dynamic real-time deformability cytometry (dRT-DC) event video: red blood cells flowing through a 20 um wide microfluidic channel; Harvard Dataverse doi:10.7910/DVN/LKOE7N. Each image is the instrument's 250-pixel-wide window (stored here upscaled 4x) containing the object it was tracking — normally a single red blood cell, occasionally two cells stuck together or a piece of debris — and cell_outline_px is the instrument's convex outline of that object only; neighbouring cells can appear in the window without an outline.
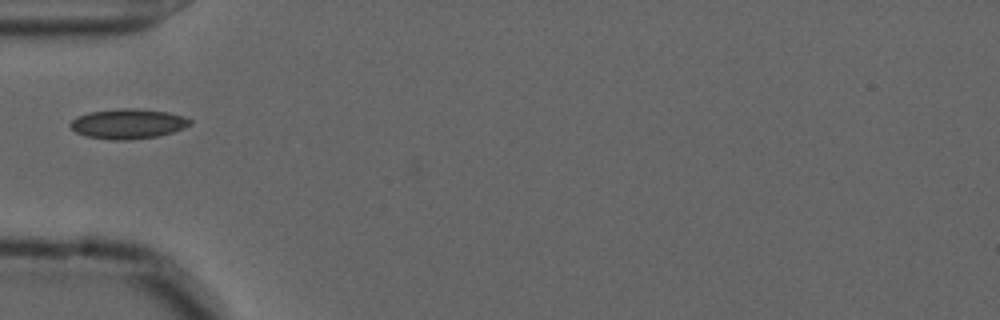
{"species": "common noctule bat (a hibernating species)", "species_latin": "Nyctalus noctula", "temperature_condition": "cold", "stored_images_in_passage": 38, "camera_frame_rate_fps": 3000, "um_per_image_px": 0.085, "animal": {"sex": "male", "forearm_length_mm": 52.5}, "frame": {"image": 1, "passage_image": 1, "time_ms": 0.0, "image_size_px": [1000, 320], "cell_outline_px": [[192, 124], [184, 128], [160, 136], [132, 140], [116, 140], [88, 136], [76, 132], [68, 124], [76, 116], [88, 112], [116, 108], [136, 108], [168, 112], [184, 116], [192, 120]], "centroid_in_image_um": [10.9, 10.51], "position_along_channel_um": 74.1, "area_um2": 21.1}}
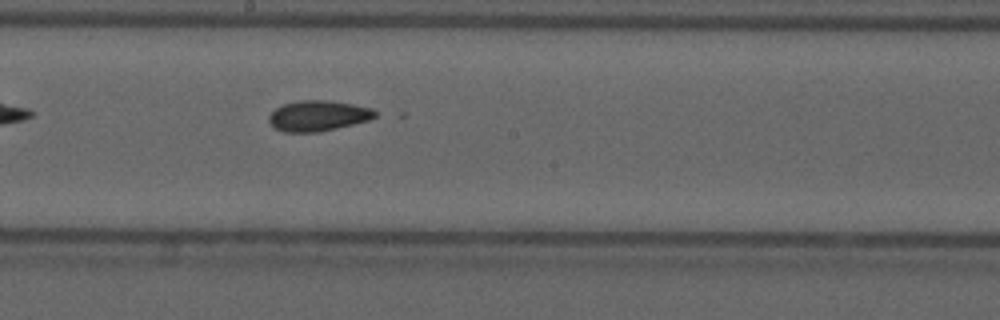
{"frame": {"image": 2, "passage_image": 13, "time_ms": 4.0, "image_size_px": [1000, 320], "cell_outline_px": [[376, 116], [368, 120], [336, 128], [316, 132], [284, 132], [276, 128], [268, 120], [268, 116], [276, 108], [284, 104], [296, 100], [328, 100], [352, 104], [372, 108], [376, 112]], "centroid_in_image_um": [27.02, 9.83], "position_along_channel_um": 221.2, "area_um2": 18.73}}
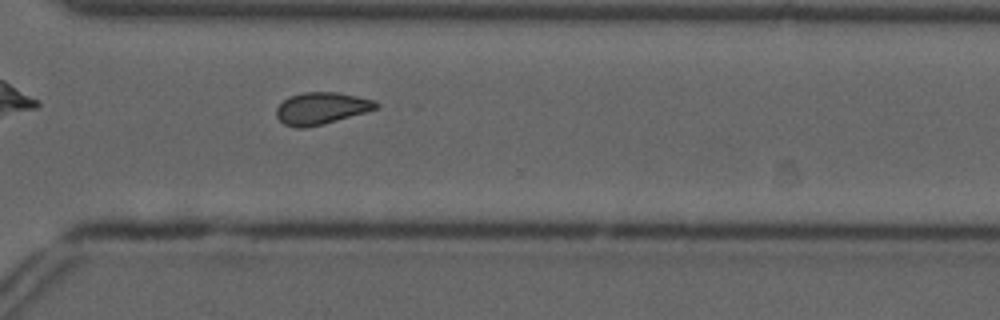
{"frame": {"image": 3, "passage_image": 23, "time_ms": 7.333, "image_size_px": [1000, 320], "cell_outline_px": [[380, 104], [376, 108], [364, 112], [324, 124], [304, 128], [296, 128], [284, 124], [276, 116], [276, 108], [288, 96], [304, 92], [336, 92], [376, 100]], "centroid_in_image_um": [27.29, 9.2], "position_along_channel_um": 343.3, "area_um2": 18.5}}